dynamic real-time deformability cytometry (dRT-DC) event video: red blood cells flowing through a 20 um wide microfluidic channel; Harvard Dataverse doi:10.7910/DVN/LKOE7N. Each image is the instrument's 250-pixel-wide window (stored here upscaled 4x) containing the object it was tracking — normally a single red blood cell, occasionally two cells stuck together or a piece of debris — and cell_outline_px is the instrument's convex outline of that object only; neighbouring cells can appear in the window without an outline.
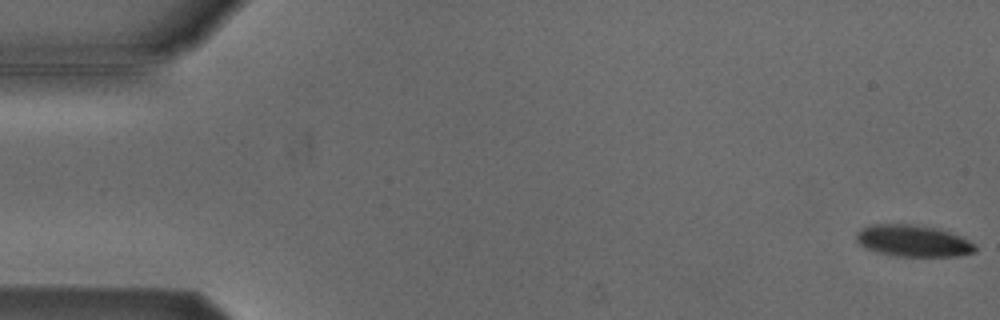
{"species": "Egyptian fruit bat (a non-hibernating species)", "species_latin": "Rousettus aegyptiacus", "temperature_condition": "cold", "stored_images_in_passage": 54, "camera_frame_rate_fps": 3000, "um_per_image_px": 0.085, "animal": {"sex": "male"}, "frame": {"image": 1, "passage_image": 1, "time_ms": 0.0, "image_size_px": [1000, 320], "cell_outline_px": [[976, 252], [960, 256], [896, 256], [876, 252], [860, 244], [856, 240], [856, 232], [860, 228], [872, 224], [908, 224], [932, 228], [948, 232], [960, 236], [976, 244]], "centroid_in_image_um": [77.6, 20.48], "position_along_channel_um": 7.4, "area_um2": 21.79}}
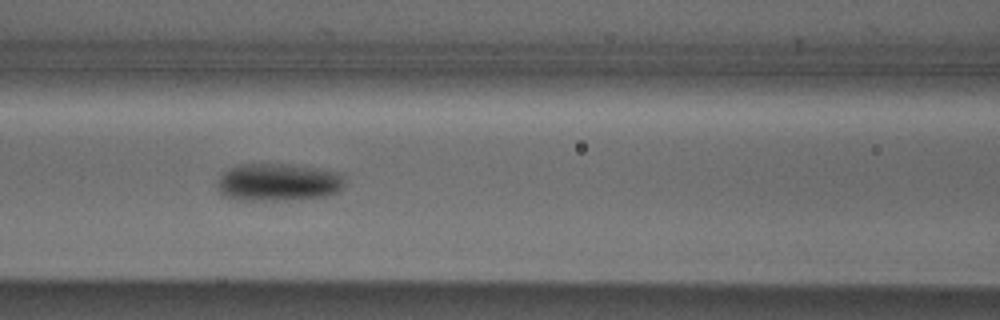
{"frame": {"image": 2, "passage_image": 23, "time_ms": 7.333, "image_size_px": [1000, 320], "cell_outline_px": [[344, 184], [336, 192], [328, 196], [284, 200], [236, 200], [224, 196], [216, 188], [216, 184], [220, 176], [228, 168], [240, 164], [288, 164], [316, 168], [340, 172], [344, 176]], "centroid_in_image_um": [23.62, 15.49], "position_along_channel_um": 143.0, "area_um2": 28.15}}
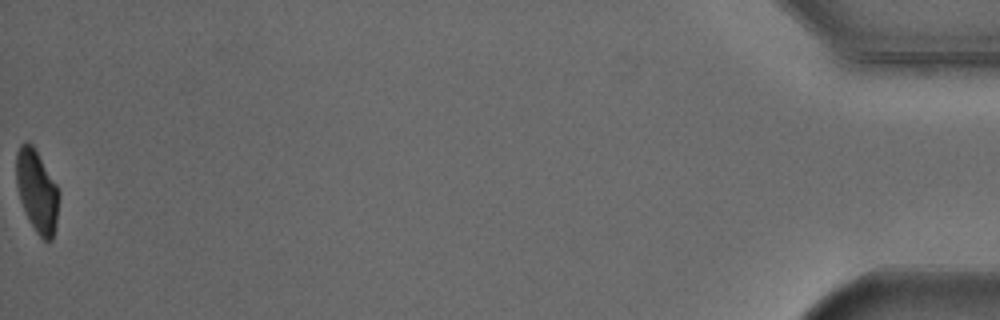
{"frame": {"image": 3, "passage_image": 54, "time_ms": 17.667, "image_size_px": [1000, 320], "cell_outline_px": [[60, 196], [56, 228], [52, 240], [44, 240], [36, 232], [28, 220], [24, 212], [20, 200], [16, 184], [16, 152], [20, 144], [24, 140], [28, 140], [32, 144], [56, 184], [60, 192]], "centroid_in_image_um": [3.14, 16.24], "position_along_channel_um": 432.1, "area_um2": 20.81}, "authors_computed_cell_mechanics": {"area_um2": 24.3338, "velocity_mm_per_s": 3.8209, "shape_relaxation_time_tau1_ms": 3.1892, "shape_relaxation_time_tau2_ms": null, "deformation_change_tau1": 0.0854, "deformation_change_tau2": null}}